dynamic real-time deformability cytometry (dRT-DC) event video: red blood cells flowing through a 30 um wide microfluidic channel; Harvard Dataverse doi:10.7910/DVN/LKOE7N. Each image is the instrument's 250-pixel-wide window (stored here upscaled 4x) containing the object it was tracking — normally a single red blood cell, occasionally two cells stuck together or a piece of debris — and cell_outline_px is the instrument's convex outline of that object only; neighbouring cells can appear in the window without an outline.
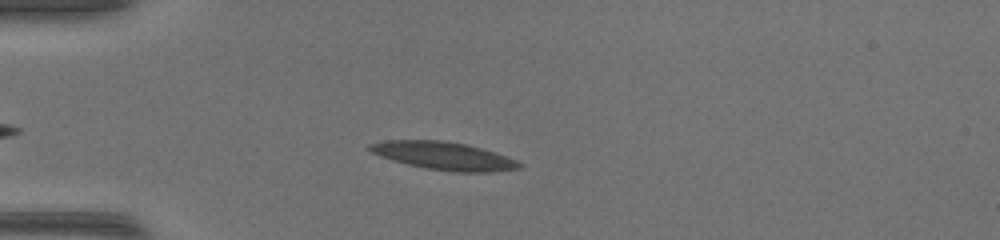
{"species": "common noctule bat (a hibernating species)", "species_latin": "Nyctalus noctula", "temperature_condition": "warm", "stored_images_in_passage": 39, "camera_frame_rate_fps": 3000, "um_per_image_px": 0.085, "animal": {"sex": "female", "body_mass_g": 17.0, "forearm_length_mm": 48.0}, "frame": {"image": 1, "passage_image": 8, "time_ms": 2.333, "image_size_px": [1000, 240], "cell_outline_px": [[524, 164], [520, 168], [488, 172], [456, 172], [428, 168], [408, 164], [380, 156], [372, 152], [368, 148], [368, 144], [388, 140], [444, 140], [468, 144], [496, 152], [516, 160]], "centroid_in_image_um": [37.76, 13.23], "position_along_channel_um": 47.2, "area_um2": 24.22}}
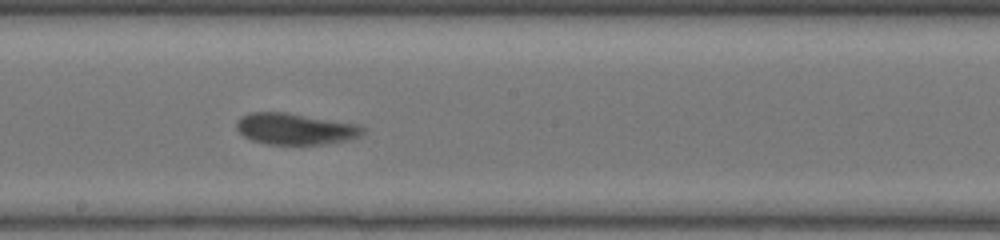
{"frame": {"image": 2, "passage_image": 22, "time_ms": 7.0, "image_size_px": [1000, 240], "cell_outline_px": [[364, 132], [360, 136], [348, 140], [324, 144], [268, 144], [252, 140], [244, 136], [236, 128], [236, 120], [240, 116], [248, 112], [288, 112], [360, 124], [364, 128]], "centroid_in_image_um": [25.1, 10.94], "position_along_channel_um": 223.1, "area_um2": 23.35}}
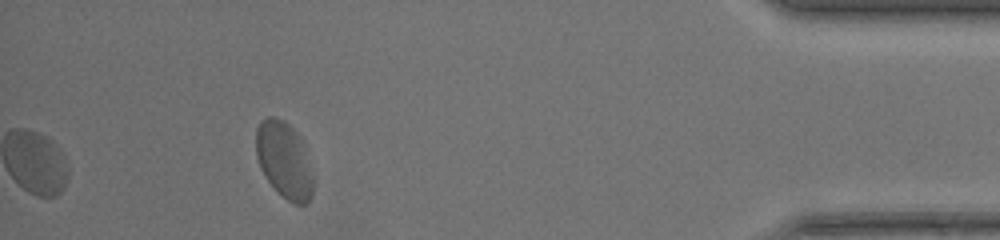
{"frame": {"image": 3, "passage_image": 39, "time_ms": 12.667, "image_size_px": [1000, 240], "cell_outline_px": [[312, 192], [308, 204], [292, 204], [276, 192], [260, 168], [256, 156], [256, 128], [260, 120], [268, 116], [276, 116], [284, 120], [300, 136], [312, 180]], "centroid_in_image_um": [24.1, 13.6], "position_along_channel_um": 411.1, "area_um2": 25.26}, "authors_computed_cell_mechanics": {"area_um2": 23.7558, "velocity_mm_per_s": 4.2669, "shape_relaxation_time_tau1_ms": 7.2959, "shape_relaxation_time_tau2_ms": 1.055, "deformation_change_tau1": 0.226, "deformation_change_tau2": 0.0567}}